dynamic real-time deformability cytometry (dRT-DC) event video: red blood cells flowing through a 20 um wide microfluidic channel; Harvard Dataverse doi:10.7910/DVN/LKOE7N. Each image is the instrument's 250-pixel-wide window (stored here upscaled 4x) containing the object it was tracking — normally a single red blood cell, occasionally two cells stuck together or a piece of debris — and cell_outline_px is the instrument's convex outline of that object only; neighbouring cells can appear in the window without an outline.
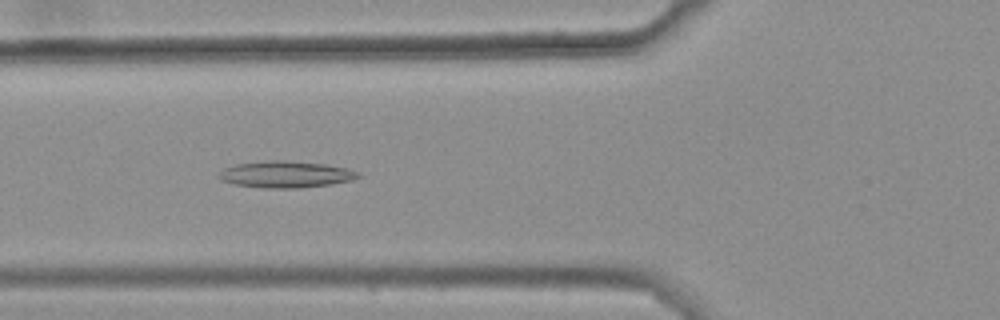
{"species": "common noctule bat (a hibernating species)", "species_latin": "Nyctalus noctula", "temperature_condition": "warm", "stored_images_in_passage": 40, "camera_frame_rate_fps": 3000, "um_per_image_px": 0.085, "animal": {"sex": "female", "body_mass_g": 25.1}, "frame": {"image": 1, "passage_image": 13, "time_ms": 4.0, "image_size_px": [1000, 320], "cell_outline_px": [[360, 176], [352, 180], [332, 184], [300, 188], [264, 188], [236, 184], [220, 180], [220, 172], [224, 168], [236, 164], [272, 160], [284, 160], [324, 164], [348, 168], [356, 172]], "centroid_in_image_um": [24.3, 14.82], "position_along_channel_um": 101.5, "area_um2": 21.39}}
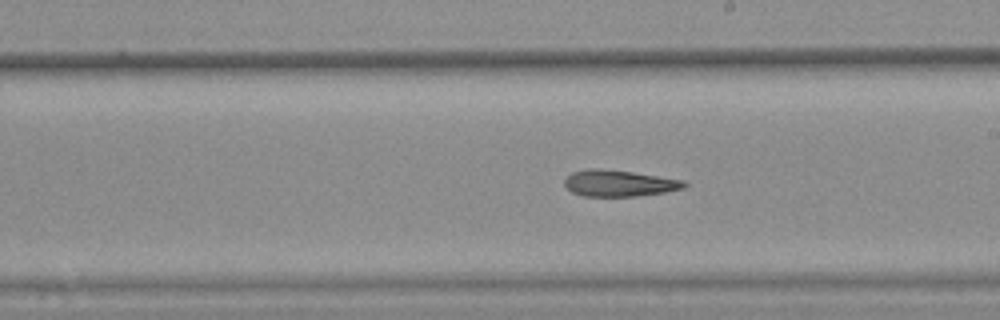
{"frame": {"image": 2, "passage_image": 24, "time_ms": 7.667, "image_size_px": [1000, 320], "cell_outline_px": [[688, 184], [684, 188], [664, 192], [636, 196], [584, 196], [572, 192], [564, 184], [564, 180], [572, 172], [588, 168], [600, 168], [632, 172], [684, 180]], "centroid_in_image_um": [52.61, 15.57], "position_along_channel_um": 236.4, "area_um2": 18.32}}
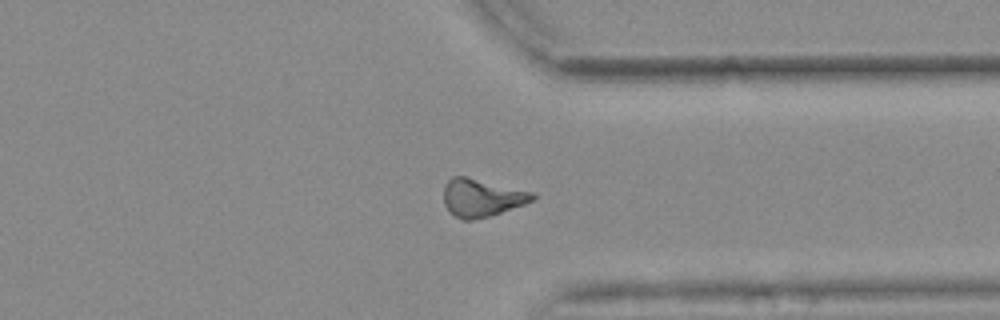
{"frame": {"image": 3, "passage_image": 35, "time_ms": 11.333, "image_size_px": [1000, 320], "cell_outline_px": [[536, 196], [532, 200], [524, 204], [488, 216], [472, 220], [464, 220], [448, 212], [444, 204], [444, 184], [452, 176], [464, 176], [532, 192]], "centroid_in_image_um": [40.88, 16.81], "position_along_channel_um": 370.5, "area_um2": 19.25}, "authors_computed_cell_mechanics": {"area_um2": 19.2185, "velocity_mm_per_s": 3.6826, "shape_relaxation_time_tau1_ms": null, "shape_relaxation_time_tau2_ms": 8.1176, "deformation_change_tau1": null, "deformation_change_tau2": 0.2175}}